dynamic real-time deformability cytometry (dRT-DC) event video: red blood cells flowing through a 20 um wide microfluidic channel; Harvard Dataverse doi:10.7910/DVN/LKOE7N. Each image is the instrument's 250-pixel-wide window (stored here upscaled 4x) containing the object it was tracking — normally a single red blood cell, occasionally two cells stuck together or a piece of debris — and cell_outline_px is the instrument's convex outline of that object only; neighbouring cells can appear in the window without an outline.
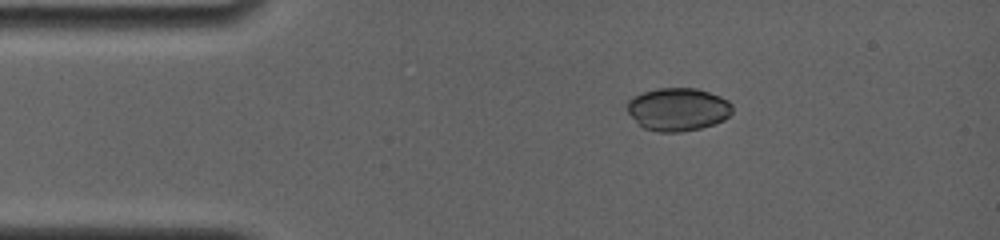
{"species": "common noctule bat (a hibernating species)", "species_latin": "Nyctalus noctula", "temperature_condition": "room temperature", "stored_images_in_passage": 30, "camera_frame_rate_fps": 4000, "um_per_image_px": 0.085, "animal": {"sex": "female", "body_mass_g": 19.0, "forearm_length_mm": 56.7}, "frame": {"image": 1, "passage_image": 1, "time_ms": 0.0, "image_size_px": [1000, 240], "cell_outline_px": [[732, 112], [724, 120], [700, 128], [680, 132], [660, 132], [644, 128], [628, 112], [628, 100], [632, 96], [656, 88], [696, 88], [720, 96], [728, 100], [732, 104]], "centroid_in_image_um": [57.63, 9.28], "position_along_channel_um": 27.4, "area_um2": 26.18}}
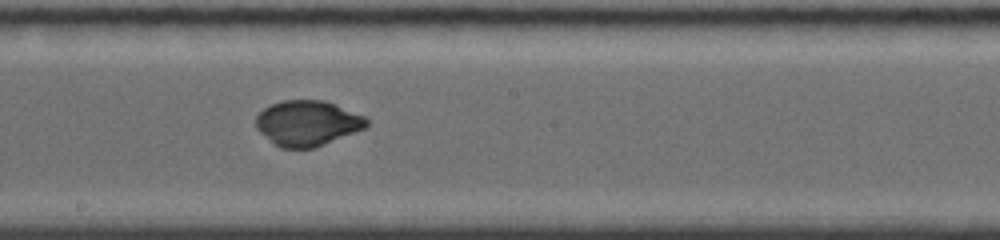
{"frame": {"image": 2, "passage_image": 18, "time_ms": 6.25, "image_size_px": [1000, 240], "cell_outline_px": [[368, 124], [364, 128], [324, 144], [312, 148], [280, 148], [260, 132], [256, 128], [256, 116], [264, 108], [272, 104], [284, 100], [324, 100], [336, 104], [364, 116], [368, 120]], "centroid_in_image_um": [26.12, 10.46], "position_along_channel_um": 222.1, "area_um2": 28.96}}
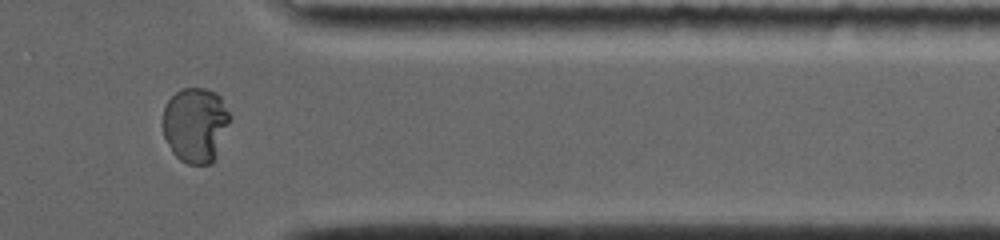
{"frame": {"image": 3, "passage_image": 29, "time_ms": 10.75, "image_size_px": [1000, 240], "cell_outline_px": [[232, 116], [216, 156], [212, 164], [188, 164], [180, 160], [172, 152], [164, 136], [164, 108], [168, 100], [180, 88], [204, 88], [216, 92], [220, 96]], "centroid_in_image_um": [16.63, 10.6], "position_along_channel_um": 394.8, "area_um2": 29.36}}